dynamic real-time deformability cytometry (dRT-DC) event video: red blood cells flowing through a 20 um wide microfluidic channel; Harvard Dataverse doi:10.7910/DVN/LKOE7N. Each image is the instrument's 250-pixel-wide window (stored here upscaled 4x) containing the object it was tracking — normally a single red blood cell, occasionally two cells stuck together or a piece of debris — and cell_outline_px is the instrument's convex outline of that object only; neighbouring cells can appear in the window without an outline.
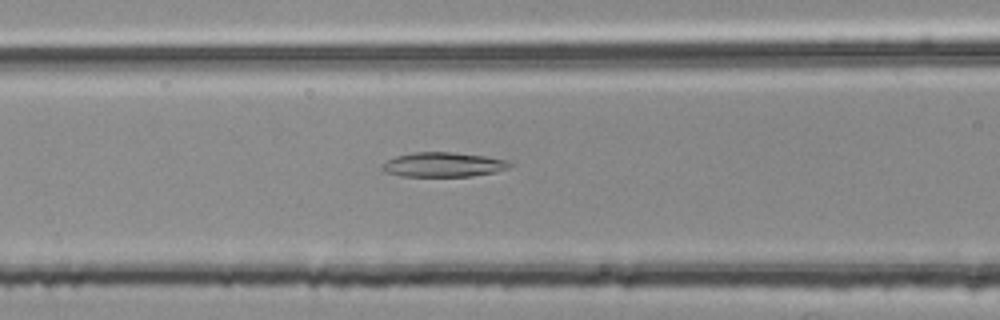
{"species": "common noctule bat (a hibernating species)", "species_latin": "Nyctalus noctula", "temperature_condition": "room temperature", "stored_images_in_passage": 52, "camera_frame_rate_fps": 3000, "um_per_image_px": 0.085, "animal": {"sex": "female", "body_mass_g": 25.1}, "frame": {"image": 1, "passage_image": 20, "time_ms": 6.333, "image_size_px": [1000, 320], "cell_outline_px": [[512, 164], [508, 168], [496, 172], [472, 176], [400, 176], [384, 172], [380, 168], [380, 164], [396, 156], [416, 152], [452, 152], [484, 156], [508, 160]], "centroid_in_image_um": [37.65, 14.0], "position_along_channel_um": 128.9, "area_um2": 18.32}}
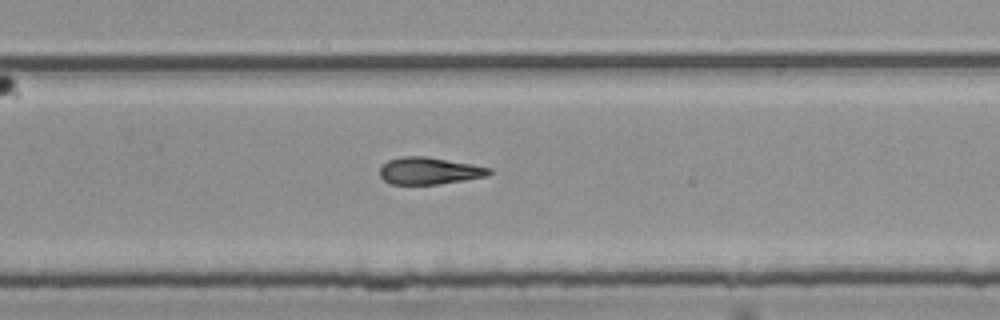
{"frame": {"image": 2, "passage_image": 33, "time_ms": 10.667, "image_size_px": [1000, 320], "cell_outline_px": [[492, 172], [488, 176], [464, 180], [436, 184], [392, 184], [384, 180], [380, 176], [380, 168], [388, 160], [400, 156], [424, 156], [472, 164], [492, 168]], "centroid_in_image_um": [36.49, 14.51], "position_along_channel_um": 293.3, "area_um2": 17.17}}
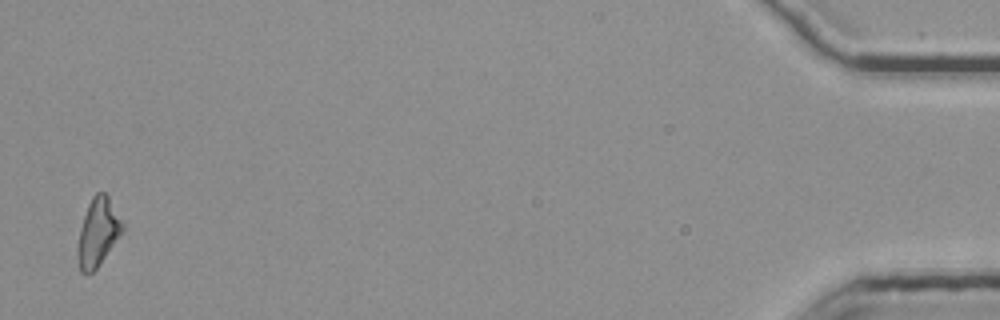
{"frame": {"image": 3, "passage_image": 51, "time_ms": 16.667, "image_size_px": [1000, 320], "cell_outline_px": [[124, 228], [100, 264], [92, 272], [80, 272], [80, 228], [88, 204], [92, 196], [96, 192], [104, 192], [108, 196], [124, 224]], "centroid_in_image_um": [8.36, 19.67], "position_along_channel_um": 426.8, "area_um2": 16.88}, "authors_computed_cell_mechanics": {"area_um2": 17.8602, "velocity_mm_per_s": 3.8146, "shape_relaxation_time_tau1_ms": null, "shape_relaxation_time_tau2_ms": 7.8646, "deformation_change_tau1": null, "deformation_change_tau2": 0.2027}}